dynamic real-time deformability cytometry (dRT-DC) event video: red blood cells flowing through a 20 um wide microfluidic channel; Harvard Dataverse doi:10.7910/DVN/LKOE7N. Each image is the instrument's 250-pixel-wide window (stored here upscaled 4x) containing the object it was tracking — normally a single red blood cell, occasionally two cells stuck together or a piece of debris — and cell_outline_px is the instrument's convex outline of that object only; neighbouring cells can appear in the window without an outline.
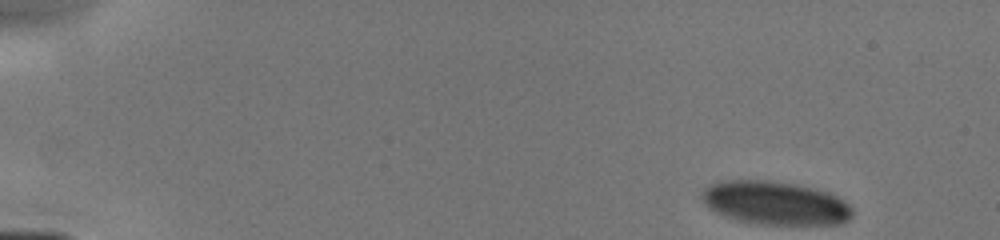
{"species": "human", "species_latin": "Homo sapiens", "temperature_condition": "cold", "stored_images_in_passage": 10, "camera_frame_rate_fps": 3000, "um_per_image_px": 0.085, "donor": {"sex": "male"}, "frame": {"image": 1, "passage_image": 1, "time_ms": 0.0, "image_size_px": [1000, 240], "cell_outline_px": [[852, 216], [844, 224], [756, 224], [736, 220], [724, 216], [708, 208], [704, 200], [704, 188], [720, 180], [764, 180], [796, 184], [828, 192], [836, 196], [848, 204], [852, 208]], "centroid_in_image_um": [65.9, 17.26], "position_along_channel_um": 19.1, "area_um2": 37.97}}
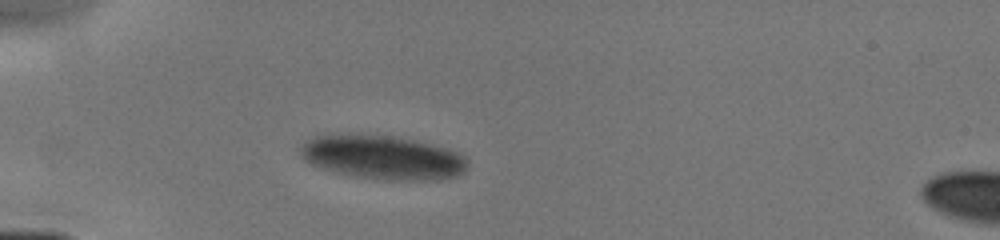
{"frame": {"image": 2, "passage_image": 6, "time_ms": 3.333, "image_size_px": [1000, 240], "cell_outline_px": [[468, 164], [464, 172], [456, 176], [440, 180], [384, 180], [352, 176], [336, 172], [312, 164], [304, 160], [300, 156], [300, 144], [304, 140], [312, 136], [328, 132], [348, 132], [392, 136], [416, 140], [448, 148], [460, 152], [468, 156]], "centroid_in_image_um": [32.5, 13.33], "position_along_channel_um": 52.5, "area_um2": 44.27}}
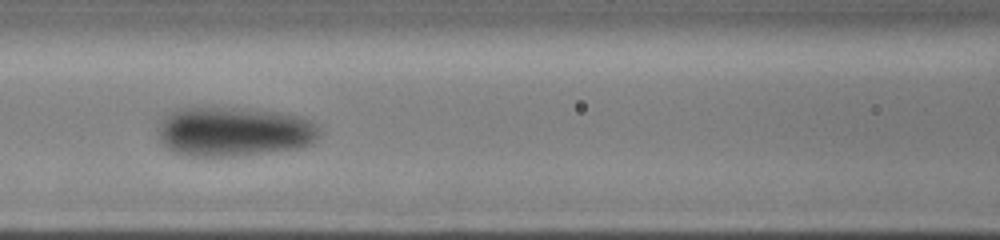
{"frame": {"image": 3, "passage_image": 9, "time_ms": 6.0, "image_size_px": [1000, 240], "cell_outline_px": [[320, 136], [312, 144], [300, 148], [236, 156], [184, 156], [168, 148], [160, 140], [156, 128], [160, 120], [164, 116], [176, 108], [204, 104], [208, 104], [244, 108], [276, 112], [300, 116], [312, 120], [320, 128]], "centroid_in_image_um": [19.84, 11.14], "position_along_channel_um": 146.8, "area_um2": 48.09}}